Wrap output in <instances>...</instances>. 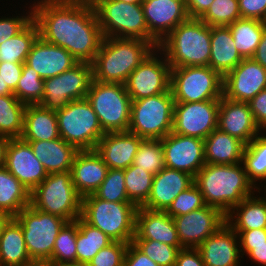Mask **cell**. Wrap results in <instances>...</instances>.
I'll use <instances>...</instances> for the list:
<instances>
[{"label":"cell","instance_id":"33","mask_svg":"<svg viewBox=\"0 0 266 266\" xmlns=\"http://www.w3.org/2000/svg\"><path fill=\"white\" fill-rule=\"evenodd\" d=\"M30 205V192L4 166L0 167V212L15 217Z\"/></svg>","mask_w":266,"mask_h":266},{"label":"cell","instance_id":"58","mask_svg":"<svg viewBox=\"0 0 266 266\" xmlns=\"http://www.w3.org/2000/svg\"><path fill=\"white\" fill-rule=\"evenodd\" d=\"M214 0H185L190 18H200L211 6Z\"/></svg>","mask_w":266,"mask_h":266},{"label":"cell","instance_id":"24","mask_svg":"<svg viewBox=\"0 0 266 266\" xmlns=\"http://www.w3.org/2000/svg\"><path fill=\"white\" fill-rule=\"evenodd\" d=\"M133 240H155L183 248L173 217L165 211H153L143 207H138L136 211Z\"/></svg>","mask_w":266,"mask_h":266},{"label":"cell","instance_id":"57","mask_svg":"<svg viewBox=\"0 0 266 266\" xmlns=\"http://www.w3.org/2000/svg\"><path fill=\"white\" fill-rule=\"evenodd\" d=\"M239 237V245L266 244V229L235 231Z\"/></svg>","mask_w":266,"mask_h":266},{"label":"cell","instance_id":"59","mask_svg":"<svg viewBox=\"0 0 266 266\" xmlns=\"http://www.w3.org/2000/svg\"><path fill=\"white\" fill-rule=\"evenodd\" d=\"M252 58L266 69V29L262 33L260 42Z\"/></svg>","mask_w":266,"mask_h":266},{"label":"cell","instance_id":"38","mask_svg":"<svg viewBox=\"0 0 266 266\" xmlns=\"http://www.w3.org/2000/svg\"><path fill=\"white\" fill-rule=\"evenodd\" d=\"M39 29L32 20L21 32L0 44V62L24 63Z\"/></svg>","mask_w":266,"mask_h":266},{"label":"cell","instance_id":"54","mask_svg":"<svg viewBox=\"0 0 266 266\" xmlns=\"http://www.w3.org/2000/svg\"><path fill=\"white\" fill-rule=\"evenodd\" d=\"M123 266H159L141 250H139L132 242L128 243Z\"/></svg>","mask_w":266,"mask_h":266},{"label":"cell","instance_id":"27","mask_svg":"<svg viewBox=\"0 0 266 266\" xmlns=\"http://www.w3.org/2000/svg\"><path fill=\"white\" fill-rule=\"evenodd\" d=\"M28 143L48 174L70 171L74 157L79 151L61 137L50 141Z\"/></svg>","mask_w":266,"mask_h":266},{"label":"cell","instance_id":"20","mask_svg":"<svg viewBox=\"0 0 266 266\" xmlns=\"http://www.w3.org/2000/svg\"><path fill=\"white\" fill-rule=\"evenodd\" d=\"M218 128L248 145L262 131L256 124L246 102L221 97L219 100Z\"/></svg>","mask_w":266,"mask_h":266},{"label":"cell","instance_id":"26","mask_svg":"<svg viewBox=\"0 0 266 266\" xmlns=\"http://www.w3.org/2000/svg\"><path fill=\"white\" fill-rule=\"evenodd\" d=\"M108 169L96 150H79L70 170L77 192L82 197L95 193L104 181Z\"/></svg>","mask_w":266,"mask_h":266},{"label":"cell","instance_id":"11","mask_svg":"<svg viewBox=\"0 0 266 266\" xmlns=\"http://www.w3.org/2000/svg\"><path fill=\"white\" fill-rule=\"evenodd\" d=\"M13 218L22 227L30 258L36 264H45L51 258L55 239L67 221L59 216L42 212L31 204Z\"/></svg>","mask_w":266,"mask_h":266},{"label":"cell","instance_id":"42","mask_svg":"<svg viewBox=\"0 0 266 266\" xmlns=\"http://www.w3.org/2000/svg\"><path fill=\"white\" fill-rule=\"evenodd\" d=\"M43 86L44 80L37 71L24 62L22 75L13 91L16 98L25 104H39L43 99Z\"/></svg>","mask_w":266,"mask_h":266},{"label":"cell","instance_id":"25","mask_svg":"<svg viewBox=\"0 0 266 266\" xmlns=\"http://www.w3.org/2000/svg\"><path fill=\"white\" fill-rule=\"evenodd\" d=\"M142 140L129 131L105 133L95 150L109 169H127L133 164Z\"/></svg>","mask_w":266,"mask_h":266},{"label":"cell","instance_id":"29","mask_svg":"<svg viewBox=\"0 0 266 266\" xmlns=\"http://www.w3.org/2000/svg\"><path fill=\"white\" fill-rule=\"evenodd\" d=\"M210 52L209 66L222 77L243 60L235 47L228 26H211Z\"/></svg>","mask_w":266,"mask_h":266},{"label":"cell","instance_id":"23","mask_svg":"<svg viewBox=\"0 0 266 266\" xmlns=\"http://www.w3.org/2000/svg\"><path fill=\"white\" fill-rule=\"evenodd\" d=\"M194 183V177L184 171L163 168L154 175L152 189L143 208L166 211L174 199Z\"/></svg>","mask_w":266,"mask_h":266},{"label":"cell","instance_id":"55","mask_svg":"<svg viewBox=\"0 0 266 266\" xmlns=\"http://www.w3.org/2000/svg\"><path fill=\"white\" fill-rule=\"evenodd\" d=\"M240 253L242 260L249 258L251 264H258V266H266V244L260 245H240Z\"/></svg>","mask_w":266,"mask_h":266},{"label":"cell","instance_id":"8","mask_svg":"<svg viewBox=\"0 0 266 266\" xmlns=\"http://www.w3.org/2000/svg\"><path fill=\"white\" fill-rule=\"evenodd\" d=\"M174 105L171 90L132 100L128 131L143 139H163L172 132Z\"/></svg>","mask_w":266,"mask_h":266},{"label":"cell","instance_id":"44","mask_svg":"<svg viewBox=\"0 0 266 266\" xmlns=\"http://www.w3.org/2000/svg\"><path fill=\"white\" fill-rule=\"evenodd\" d=\"M240 18L238 0H214L199 19L209 26H228Z\"/></svg>","mask_w":266,"mask_h":266},{"label":"cell","instance_id":"2","mask_svg":"<svg viewBox=\"0 0 266 266\" xmlns=\"http://www.w3.org/2000/svg\"><path fill=\"white\" fill-rule=\"evenodd\" d=\"M206 205L218 208L227 215L234 206L255 193L241 163L205 164L194 177Z\"/></svg>","mask_w":266,"mask_h":266},{"label":"cell","instance_id":"65","mask_svg":"<svg viewBox=\"0 0 266 266\" xmlns=\"http://www.w3.org/2000/svg\"><path fill=\"white\" fill-rule=\"evenodd\" d=\"M128 3H142L143 0H120Z\"/></svg>","mask_w":266,"mask_h":266},{"label":"cell","instance_id":"4","mask_svg":"<svg viewBox=\"0 0 266 266\" xmlns=\"http://www.w3.org/2000/svg\"><path fill=\"white\" fill-rule=\"evenodd\" d=\"M211 26L198 18H189L173 29L158 49L171 67L209 66Z\"/></svg>","mask_w":266,"mask_h":266},{"label":"cell","instance_id":"6","mask_svg":"<svg viewBox=\"0 0 266 266\" xmlns=\"http://www.w3.org/2000/svg\"><path fill=\"white\" fill-rule=\"evenodd\" d=\"M98 23L104 38L141 39L155 48L159 43L149 34L141 3L120 0H93Z\"/></svg>","mask_w":266,"mask_h":266},{"label":"cell","instance_id":"5","mask_svg":"<svg viewBox=\"0 0 266 266\" xmlns=\"http://www.w3.org/2000/svg\"><path fill=\"white\" fill-rule=\"evenodd\" d=\"M137 207L131 202H110L94 193L82 197L80 217L113 241L131 243L135 235Z\"/></svg>","mask_w":266,"mask_h":266},{"label":"cell","instance_id":"22","mask_svg":"<svg viewBox=\"0 0 266 266\" xmlns=\"http://www.w3.org/2000/svg\"><path fill=\"white\" fill-rule=\"evenodd\" d=\"M25 63L44 80L71 69L78 61L64 48L44 41H34Z\"/></svg>","mask_w":266,"mask_h":266},{"label":"cell","instance_id":"50","mask_svg":"<svg viewBox=\"0 0 266 266\" xmlns=\"http://www.w3.org/2000/svg\"><path fill=\"white\" fill-rule=\"evenodd\" d=\"M128 243L113 241L102 248L87 266H123Z\"/></svg>","mask_w":266,"mask_h":266},{"label":"cell","instance_id":"63","mask_svg":"<svg viewBox=\"0 0 266 266\" xmlns=\"http://www.w3.org/2000/svg\"><path fill=\"white\" fill-rule=\"evenodd\" d=\"M12 217L6 213H2L0 212V237L2 234V230L4 228V226L6 225V223L11 219Z\"/></svg>","mask_w":266,"mask_h":266},{"label":"cell","instance_id":"13","mask_svg":"<svg viewBox=\"0 0 266 266\" xmlns=\"http://www.w3.org/2000/svg\"><path fill=\"white\" fill-rule=\"evenodd\" d=\"M171 66L155 48L129 75L124 83L132 100L155 96L170 90Z\"/></svg>","mask_w":266,"mask_h":266},{"label":"cell","instance_id":"34","mask_svg":"<svg viewBox=\"0 0 266 266\" xmlns=\"http://www.w3.org/2000/svg\"><path fill=\"white\" fill-rule=\"evenodd\" d=\"M113 240L100 229L86 223L81 217L77 218L76 263L85 265Z\"/></svg>","mask_w":266,"mask_h":266},{"label":"cell","instance_id":"49","mask_svg":"<svg viewBox=\"0 0 266 266\" xmlns=\"http://www.w3.org/2000/svg\"><path fill=\"white\" fill-rule=\"evenodd\" d=\"M44 94L39 105L46 109L57 111L71 102L63 94L62 73L51 78L44 79Z\"/></svg>","mask_w":266,"mask_h":266},{"label":"cell","instance_id":"48","mask_svg":"<svg viewBox=\"0 0 266 266\" xmlns=\"http://www.w3.org/2000/svg\"><path fill=\"white\" fill-rule=\"evenodd\" d=\"M206 206L203 195L195 183L182 191L165 211L171 217L185 215Z\"/></svg>","mask_w":266,"mask_h":266},{"label":"cell","instance_id":"52","mask_svg":"<svg viewBox=\"0 0 266 266\" xmlns=\"http://www.w3.org/2000/svg\"><path fill=\"white\" fill-rule=\"evenodd\" d=\"M254 120L261 131H266V89L248 102Z\"/></svg>","mask_w":266,"mask_h":266},{"label":"cell","instance_id":"15","mask_svg":"<svg viewBox=\"0 0 266 266\" xmlns=\"http://www.w3.org/2000/svg\"><path fill=\"white\" fill-rule=\"evenodd\" d=\"M173 219L183 248H198L207 237L226 223V215L218 208L208 205Z\"/></svg>","mask_w":266,"mask_h":266},{"label":"cell","instance_id":"39","mask_svg":"<svg viewBox=\"0 0 266 266\" xmlns=\"http://www.w3.org/2000/svg\"><path fill=\"white\" fill-rule=\"evenodd\" d=\"M94 79L93 65L78 62L71 69L62 72L63 94L70 101L84 99Z\"/></svg>","mask_w":266,"mask_h":266},{"label":"cell","instance_id":"28","mask_svg":"<svg viewBox=\"0 0 266 266\" xmlns=\"http://www.w3.org/2000/svg\"><path fill=\"white\" fill-rule=\"evenodd\" d=\"M57 138H60V135L56 112L39 104H27L21 139L25 142H34Z\"/></svg>","mask_w":266,"mask_h":266},{"label":"cell","instance_id":"16","mask_svg":"<svg viewBox=\"0 0 266 266\" xmlns=\"http://www.w3.org/2000/svg\"><path fill=\"white\" fill-rule=\"evenodd\" d=\"M165 167L184 171L195 177L203 168L204 140L174 132L161 139Z\"/></svg>","mask_w":266,"mask_h":266},{"label":"cell","instance_id":"1","mask_svg":"<svg viewBox=\"0 0 266 266\" xmlns=\"http://www.w3.org/2000/svg\"><path fill=\"white\" fill-rule=\"evenodd\" d=\"M39 36L66 49L78 62L93 63L104 40L91 2L32 0Z\"/></svg>","mask_w":266,"mask_h":266},{"label":"cell","instance_id":"9","mask_svg":"<svg viewBox=\"0 0 266 266\" xmlns=\"http://www.w3.org/2000/svg\"><path fill=\"white\" fill-rule=\"evenodd\" d=\"M86 99L96 113L104 133L128 131L132 99L124 84L93 79Z\"/></svg>","mask_w":266,"mask_h":266},{"label":"cell","instance_id":"67","mask_svg":"<svg viewBox=\"0 0 266 266\" xmlns=\"http://www.w3.org/2000/svg\"><path fill=\"white\" fill-rule=\"evenodd\" d=\"M66 1H84V0H66Z\"/></svg>","mask_w":266,"mask_h":266},{"label":"cell","instance_id":"46","mask_svg":"<svg viewBox=\"0 0 266 266\" xmlns=\"http://www.w3.org/2000/svg\"><path fill=\"white\" fill-rule=\"evenodd\" d=\"M24 2L26 4H22V6H24L22 7V12L17 9L14 12L15 14L9 11L6 13L7 15L2 14V16H0V44L17 35L33 20L32 0H30V2L27 0L28 3L26 1ZM1 13L2 12H0V14Z\"/></svg>","mask_w":266,"mask_h":266},{"label":"cell","instance_id":"35","mask_svg":"<svg viewBox=\"0 0 266 266\" xmlns=\"http://www.w3.org/2000/svg\"><path fill=\"white\" fill-rule=\"evenodd\" d=\"M235 47L242 58H252L266 29V22L258 19L240 18L228 25Z\"/></svg>","mask_w":266,"mask_h":266},{"label":"cell","instance_id":"19","mask_svg":"<svg viewBox=\"0 0 266 266\" xmlns=\"http://www.w3.org/2000/svg\"><path fill=\"white\" fill-rule=\"evenodd\" d=\"M141 4L149 34L158 43L190 18L185 0H143Z\"/></svg>","mask_w":266,"mask_h":266},{"label":"cell","instance_id":"41","mask_svg":"<svg viewBox=\"0 0 266 266\" xmlns=\"http://www.w3.org/2000/svg\"><path fill=\"white\" fill-rule=\"evenodd\" d=\"M77 219L66 222L55 239L51 258L45 264L76 263Z\"/></svg>","mask_w":266,"mask_h":266},{"label":"cell","instance_id":"66","mask_svg":"<svg viewBox=\"0 0 266 266\" xmlns=\"http://www.w3.org/2000/svg\"><path fill=\"white\" fill-rule=\"evenodd\" d=\"M32 266H46V264H34Z\"/></svg>","mask_w":266,"mask_h":266},{"label":"cell","instance_id":"31","mask_svg":"<svg viewBox=\"0 0 266 266\" xmlns=\"http://www.w3.org/2000/svg\"><path fill=\"white\" fill-rule=\"evenodd\" d=\"M21 225L12 217L0 237V266H32Z\"/></svg>","mask_w":266,"mask_h":266},{"label":"cell","instance_id":"36","mask_svg":"<svg viewBox=\"0 0 266 266\" xmlns=\"http://www.w3.org/2000/svg\"><path fill=\"white\" fill-rule=\"evenodd\" d=\"M242 164L248 180L255 188L266 181V131L245 145Z\"/></svg>","mask_w":266,"mask_h":266},{"label":"cell","instance_id":"47","mask_svg":"<svg viewBox=\"0 0 266 266\" xmlns=\"http://www.w3.org/2000/svg\"><path fill=\"white\" fill-rule=\"evenodd\" d=\"M132 243L159 266H175L182 249L155 240H133Z\"/></svg>","mask_w":266,"mask_h":266},{"label":"cell","instance_id":"17","mask_svg":"<svg viewBox=\"0 0 266 266\" xmlns=\"http://www.w3.org/2000/svg\"><path fill=\"white\" fill-rule=\"evenodd\" d=\"M266 89V69L253 58L243 60L223 77V97L248 103Z\"/></svg>","mask_w":266,"mask_h":266},{"label":"cell","instance_id":"37","mask_svg":"<svg viewBox=\"0 0 266 266\" xmlns=\"http://www.w3.org/2000/svg\"><path fill=\"white\" fill-rule=\"evenodd\" d=\"M26 106L14 94L0 95V135L21 138Z\"/></svg>","mask_w":266,"mask_h":266},{"label":"cell","instance_id":"10","mask_svg":"<svg viewBox=\"0 0 266 266\" xmlns=\"http://www.w3.org/2000/svg\"><path fill=\"white\" fill-rule=\"evenodd\" d=\"M55 112L59 135L64 141L78 150H95L105 133L86 98L73 100Z\"/></svg>","mask_w":266,"mask_h":266},{"label":"cell","instance_id":"3","mask_svg":"<svg viewBox=\"0 0 266 266\" xmlns=\"http://www.w3.org/2000/svg\"><path fill=\"white\" fill-rule=\"evenodd\" d=\"M154 49L150 42L141 39L104 38L92 63L94 80L124 84Z\"/></svg>","mask_w":266,"mask_h":266},{"label":"cell","instance_id":"30","mask_svg":"<svg viewBox=\"0 0 266 266\" xmlns=\"http://www.w3.org/2000/svg\"><path fill=\"white\" fill-rule=\"evenodd\" d=\"M245 144L216 128L204 139L206 164L229 165L242 162Z\"/></svg>","mask_w":266,"mask_h":266},{"label":"cell","instance_id":"56","mask_svg":"<svg viewBox=\"0 0 266 266\" xmlns=\"http://www.w3.org/2000/svg\"><path fill=\"white\" fill-rule=\"evenodd\" d=\"M175 266H205L197 248H182L177 256Z\"/></svg>","mask_w":266,"mask_h":266},{"label":"cell","instance_id":"40","mask_svg":"<svg viewBox=\"0 0 266 266\" xmlns=\"http://www.w3.org/2000/svg\"><path fill=\"white\" fill-rule=\"evenodd\" d=\"M124 176L129 201L137 208L142 207L150 196L154 175L131 165L124 169Z\"/></svg>","mask_w":266,"mask_h":266},{"label":"cell","instance_id":"21","mask_svg":"<svg viewBox=\"0 0 266 266\" xmlns=\"http://www.w3.org/2000/svg\"><path fill=\"white\" fill-rule=\"evenodd\" d=\"M197 249L205 266H243L239 237L227 223L207 237Z\"/></svg>","mask_w":266,"mask_h":266},{"label":"cell","instance_id":"45","mask_svg":"<svg viewBox=\"0 0 266 266\" xmlns=\"http://www.w3.org/2000/svg\"><path fill=\"white\" fill-rule=\"evenodd\" d=\"M94 194L110 202H130L126 193L124 169H108L104 181Z\"/></svg>","mask_w":266,"mask_h":266},{"label":"cell","instance_id":"14","mask_svg":"<svg viewBox=\"0 0 266 266\" xmlns=\"http://www.w3.org/2000/svg\"><path fill=\"white\" fill-rule=\"evenodd\" d=\"M219 100L175 102L172 132L205 139L218 128Z\"/></svg>","mask_w":266,"mask_h":266},{"label":"cell","instance_id":"51","mask_svg":"<svg viewBox=\"0 0 266 266\" xmlns=\"http://www.w3.org/2000/svg\"><path fill=\"white\" fill-rule=\"evenodd\" d=\"M241 18L266 22V0H238Z\"/></svg>","mask_w":266,"mask_h":266},{"label":"cell","instance_id":"43","mask_svg":"<svg viewBox=\"0 0 266 266\" xmlns=\"http://www.w3.org/2000/svg\"><path fill=\"white\" fill-rule=\"evenodd\" d=\"M153 175L165 168L161 140L143 139L134 157L133 164Z\"/></svg>","mask_w":266,"mask_h":266},{"label":"cell","instance_id":"62","mask_svg":"<svg viewBox=\"0 0 266 266\" xmlns=\"http://www.w3.org/2000/svg\"><path fill=\"white\" fill-rule=\"evenodd\" d=\"M11 94H14V92L9 88L7 83H4L0 75V95H11Z\"/></svg>","mask_w":266,"mask_h":266},{"label":"cell","instance_id":"64","mask_svg":"<svg viewBox=\"0 0 266 266\" xmlns=\"http://www.w3.org/2000/svg\"><path fill=\"white\" fill-rule=\"evenodd\" d=\"M46 266H85L78 263H68V264H46Z\"/></svg>","mask_w":266,"mask_h":266},{"label":"cell","instance_id":"12","mask_svg":"<svg viewBox=\"0 0 266 266\" xmlns=\"http://www.w3.org/2000/svg\"><path fill=\"white\" fill-rule=\"evenodd\" d=\"M170 90L175 102L220 100L223 77L210 66L171 67Z\"/></svg>","mask_w":266,"mask_h":266},{"label":"cell","instance_id":"60","mask_svg":"<svg viewBox=\"0 0 266 266\" xmlns=\"http://www.w3.org/2000/svg\"><path fill=\"white\" fill-rule=\"evenodd\" d=\"M10 138L0 135V167L5 164L6 148Z\"/></svg>","mask_w":266,"mask_h":266},{"label":"cell","instance_id":"32","mask_svg":"<svg viewBox=\"0 0 266 266\" xmlns=\"http://www.w3.org/2000/svg\"><path fill=\"white\" fill-rule=\"evenodd\" d=\"M226 223L234 231L266 229V203L255 192L232 208Z\"/></svg>","mask_w":266,"mask_h":266},{"label":"cell","instance_id":"61","mask_svg":"<svg viewBox=\"0 0 266 266\" xmlns=\"http://www.w3.org/2000/svg\"><path fill=\"white\" fill-rule=\"evenodd\" d=\"M256 194L260 196V198L266 203V181L260 183L256 189H255Z\"/></svg>","mask_w":266,"mask_h":266},{"label":"cell","instance_id":"18","mask_svg":"<svg viewBox=\"0 0 266 266\" xmlns=\"http://www.w3.org/2000/svg\"><path fill=\"white\" fill-rule=\"evenodd\" d=\"M4 167L31 193L47 177L42 163L35 157L28 142L21 138L10 139Z\"/></svg>","mask_w":266,"mask_h":266},{"label":"cell","instance_id":"53","mask_svg":"<svg viewBox=\"0 0 266 266\" xmlns=\"http://www.w3.org/2000/svg\"><path fill=\"white\" fill-rule=\"evenodd\" d=\"M24 63L0 62V75L4 83H7L9 88L14 91L18 81L22 75Z\"/></svg>","mask_w":266,"mask_h":266},{"label":"cell","instance_id":"7","mask_svg":"<svg viewBox=\"0 0 266 266\" xmlns=\"http://www.w3.org/2000/svg\"><path fill=\"white\" fill-rule=\"evenodd\" d=\"M30 204L70 222L81 215L82 196L74 187L70 171L50 173L30 193Z\"/></svg>","mask_w":266,"mask_h":266}]
</instances>
